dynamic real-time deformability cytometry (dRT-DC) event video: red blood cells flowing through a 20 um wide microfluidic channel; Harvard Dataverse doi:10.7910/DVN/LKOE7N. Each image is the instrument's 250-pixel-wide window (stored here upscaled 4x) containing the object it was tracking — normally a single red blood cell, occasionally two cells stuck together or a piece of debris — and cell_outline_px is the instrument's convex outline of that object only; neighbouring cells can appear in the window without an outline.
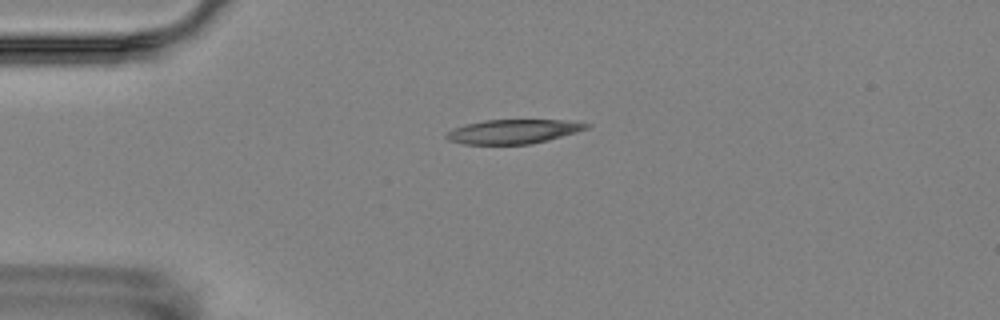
{"species": "Egyptian fruit bat (a non-hibernating species)", "species_latin": "Rousettus aegyptiacus", "temperature_condition": "room temperature", "stored_images_in_passage": 3, "camera_frame_rate_fps": 3000, "um_per_image_px": 0.085, "animal": {"sex": "female"}, "frame": {"image": 1, "passage_image": 1, "time_ms": 0.0, "image_size_px": [1000, 320], "cell_outline_px": [[592, 124], [588, 128], [576, 132], [548, 140], [528, 144], [464, 144], [448, 140], [444, 136], [452, 128], [464, 124], [484, 120], [564, 120]], "centroid_in_image_um": [43.59, 11.17], "position_along_channel_um": 41.4, "area_um2": 19.71}}